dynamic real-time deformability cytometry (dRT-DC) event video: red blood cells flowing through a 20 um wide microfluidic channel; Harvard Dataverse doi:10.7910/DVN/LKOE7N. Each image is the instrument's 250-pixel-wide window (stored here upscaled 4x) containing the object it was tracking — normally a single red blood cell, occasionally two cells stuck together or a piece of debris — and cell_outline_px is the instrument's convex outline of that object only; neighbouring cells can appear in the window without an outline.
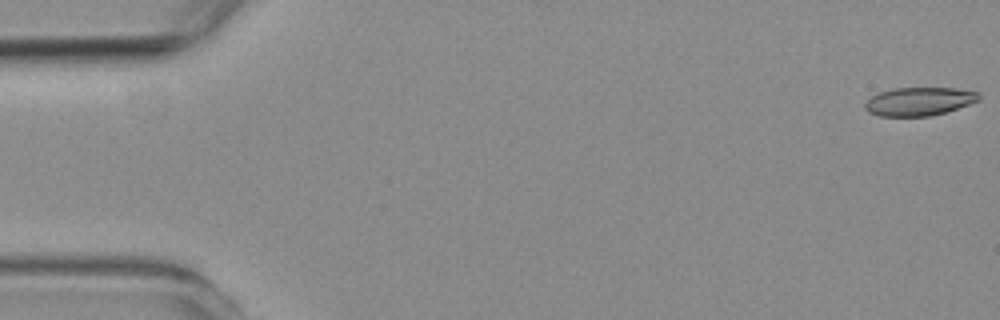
{"species": "common noctule bat (a hibernating species)", "species_latin": "Nyctalus noctula", "temperature_condition": "room temperature", "stored_images_in_passage": 54, "camera_frame_rate_fps": 3000, "um_per_image_px": 0.085, "animal": {"sex": "female", "body_mass_g": 19.3, "forearm_length_mm": 54.1}, "frame": {"image": 1, "passage_image": 1, "time_ms": 0.0, "image_size_px": [1000, 320], "cell_outline_px": [[980, 100], [944, 112], [928, 116], [880, 116], [868, 112], [864, 108], [864, 104], [872, 96], [880, 92], [892, 88], [956, 88], [980, 92]], "centroid_in_image_um": [78.12, 8.61], "position_along_channel_um": 6.9, "area_um2": 18.73}}
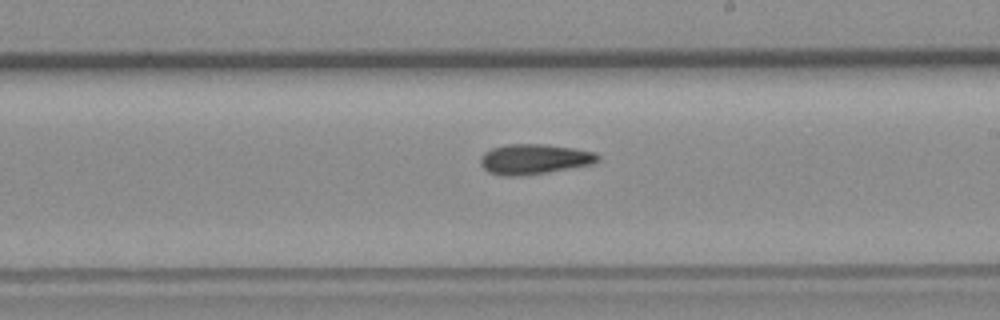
{"frame": {"image": 2, "passage_image": 31, "time_ms": 10.0, "image_size_px": [1000, 320], "cell_outline_px": [[600, 160], [596, 164], [548, 172], [520, 176], [504, 176], [488, 172], [480, 164], [480, 156], [484, 152], [492, 148], [508, 144], [544, 144], [572, 148], [596, 152], [600, 156]], "centroid_in_image_um": [45.44, 13.53], "position_along_channel_um": 243.6, "area_um2": 20.87}}
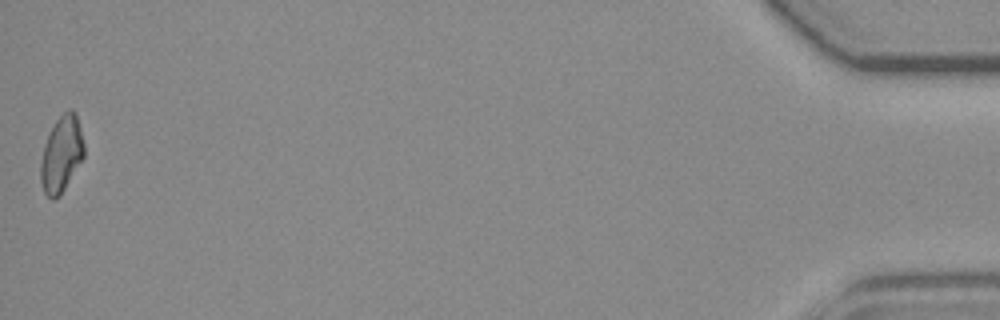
{"frame": {"image": 3, "passage_image": 54, "time_ms": 17.667, "image_size_px": [1000, 320], "cell_outline_px": [[84, 156], [60, 196], [52, 200], [44, 192], [40, 180], [40, 164], [44, 144], [56, 120], [68, 108], [72, 108], [76, 112], [84, 144]], "centroid_in_image_um": [5.22, 13.1], "position_along_channel_um": 430.0, "area_um2": 19.19}}